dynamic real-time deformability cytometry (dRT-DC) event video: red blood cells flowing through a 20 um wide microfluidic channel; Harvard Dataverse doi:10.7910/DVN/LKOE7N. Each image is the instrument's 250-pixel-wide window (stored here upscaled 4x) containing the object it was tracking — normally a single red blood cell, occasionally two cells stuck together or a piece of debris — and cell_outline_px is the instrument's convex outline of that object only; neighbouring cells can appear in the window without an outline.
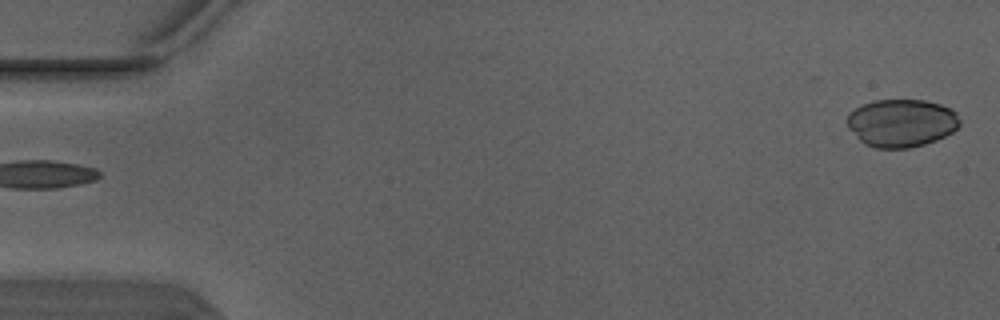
{"species": "Egyptian fruit bat (a non-hibernating species)", "species_latin": "Rousettus aegyptiacus", "temperature_condition": "warm", "stored_images_in_passage": 5, "segment_of_instrument_passage": [2, 2], "camera_frame_rate_fps": 3000, "um_per_image_px": 0.085, "animal": {"sex": "male"}, "frame": {"image": 1, "passage_image": 5, "time_ms": 1.333, "image_size_px": [1000, 320], "cell_outline_px": [[960, 124], [952, 132], [936, 140], [924, 144], [908, 148], [876, 148], [864, 144], [848, 128], [844, 120], [848, 112], [872, 100], [924, 100], [940, 104], [956, 112], [960, 120]], "centroid_in_image_um": [76.58, 10.45], "position_along_channel_um": 8.4, "area_um2": 31.56}}